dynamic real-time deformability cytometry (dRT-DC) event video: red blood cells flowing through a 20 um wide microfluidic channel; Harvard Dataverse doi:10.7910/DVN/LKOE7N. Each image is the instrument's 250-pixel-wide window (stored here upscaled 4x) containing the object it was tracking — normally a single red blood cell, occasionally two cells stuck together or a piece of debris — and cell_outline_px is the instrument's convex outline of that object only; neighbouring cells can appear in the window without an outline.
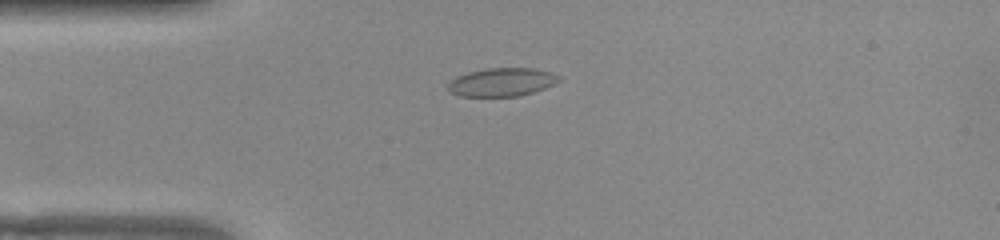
{"species": "common noctule bat (a hibernating species)", "species_latin": "Nyctalus noctula", "temperature_condition": "warm", "stored_images_in_passage": 47, "camera_frame_rate_fps": 3000, "um_per_image_px": 0.085, "animal": {"sex": "female", "body_mass_g": 22.0, "forearm_length_mm": 56.7}, "frame": {"image": 1, "passage_image": 8, "time_ms": 2.333, "image_size_px": [1000, 240], "cell_outline_px": [[560, 80], [544, 88], [520, 96], [460, 96], [448, 92], [448, 84], [456, 76], [468, 72], [488, 68], [532, 68], [552, 72], [560, 76]], "centroid_in_image_um": [42.63, 6.98], "position_along_channel_um": 42.4, "area_um2": 18.26}}
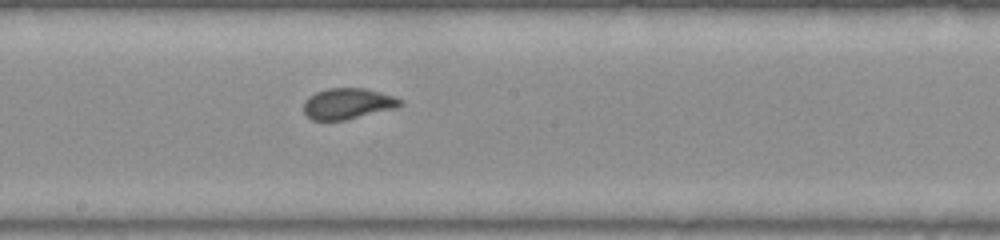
{"frame": {"image": 2, "passage_image": 23, "time_ms": 7.333, "image_size_px": [1000, 240], "cell_outline_px": [[404, 104], [396, 108], [344, 120], [312, 120], [304, 112], [304, 100], [316, 92], [328, 88], [364, 88], [380, 92], [404, 100]], "centroid_in_image_um": [29.57, 8.8], "position_along_channel_um": 218.6, "area_um2": 17.34}}
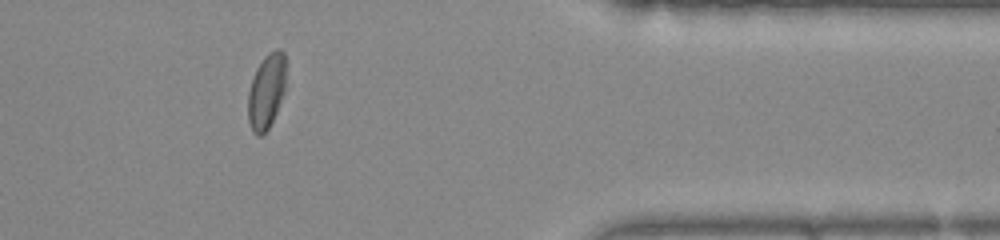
{"frame": {"image": 3, "passage_image": 38, "time_ms": 12.333, "image_size_px": [1000, 240], "cell_outline_px": [[288, 60], [284, 92], [276, 112], [268, 128], [260, 136], [256, 136], [252, 132], [248, 120], [248, 92], [256, 68], [264, 56], [268, 52], [276, 48], [280, 48], [284, 52]], "centroid_in_image_um": [22.68, 7.68], "position_along_channel_um": 388.7, "area_um2": 16.99}, "authors_computed_cell_mechanics": {"area_um2": 17.8602, "velocity_mm_per_s": 3.8851, "shape_relaxation_time_tau1_ms": 3.828, "shape_relaxation_time_tau2_ms": null, "deformation_change_tau1": 0.1165, "deformation_change_tau2": null}}